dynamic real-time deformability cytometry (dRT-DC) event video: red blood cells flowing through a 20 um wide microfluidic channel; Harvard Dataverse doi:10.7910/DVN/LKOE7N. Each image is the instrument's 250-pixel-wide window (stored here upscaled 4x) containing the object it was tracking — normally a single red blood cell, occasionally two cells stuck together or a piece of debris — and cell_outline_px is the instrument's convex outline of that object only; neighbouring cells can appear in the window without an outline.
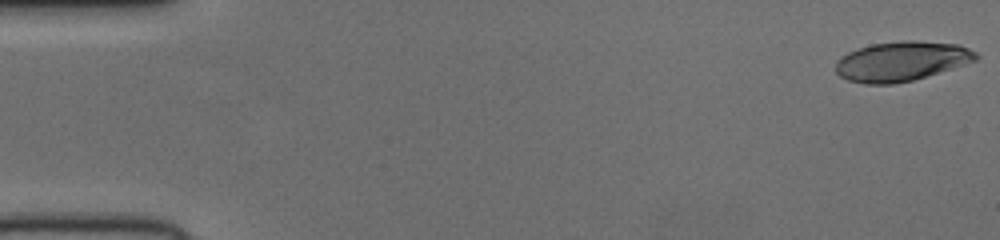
{"species": "human", "species_latin": "Homo sapiens", "temperature_condition": "cold", "stored_images_in_passage": 52, "camera_frame_rate_fps": 3000, "um_per_image_px": 0.085, "donor": {"sex": "female"}, "frame": {"image": 1, "passage_image": 1, "time_ms": 0.0, "image_size_px": [1000, 240], "cell_outline_px": [[980, 56], [976, 60], [964, 64], [912, 80], [892, 84], [864, 84], [848, 80], [840, 76], [836, 72], [836, 60], [840, 56], [848, 52], [872, 44], [904, 40], [916, 40], [956, 44], [968, 48], [976, 52]], "centroid_in_image_um": [76.6, 5.2], "position_along_channel_um": 8.4, "area_um2": 32.19}}
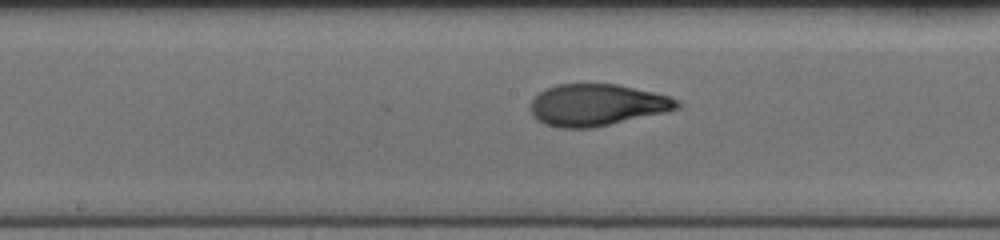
{"frame": {"image": 2, "passage_image": 27, "time_ms": 8.667, "image_size_px": [1000, 240], "cell_outline_px": [[684, 104], [680, 108], [664, 112], [592, 128], [560, 128], [544, 124], [536, 120], [532, 116], [528, 108], [528, 104], [544, 88], [556, 84], [616, 84], [672, 96], [680, 100]], "centroid_in_image_um": [50.72, 8.92], "position_along_channel_um": 197.5, "area_um2": 36.07}}
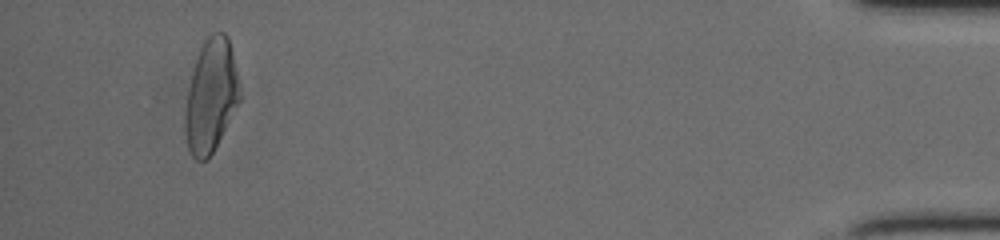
{"frame": {"image": 3, "passage_image": 49, "time_ms": 16.0, "image_size_px": [1000, 240], "cell_outline_px": [[240, 100], [212, 152], [204, 160], [196, 160], [192, 156], [188, 148], [184, 132], [184, 112], [192, 72], [196, 56], [204, 40], [212, 32], [224, 32], [228, 36], [236, 72], [240, 96]], "centroid_in_image_um": [17.9, 8.12], "position_along_channel_um": 417.3, "area_um2": 35.43}}